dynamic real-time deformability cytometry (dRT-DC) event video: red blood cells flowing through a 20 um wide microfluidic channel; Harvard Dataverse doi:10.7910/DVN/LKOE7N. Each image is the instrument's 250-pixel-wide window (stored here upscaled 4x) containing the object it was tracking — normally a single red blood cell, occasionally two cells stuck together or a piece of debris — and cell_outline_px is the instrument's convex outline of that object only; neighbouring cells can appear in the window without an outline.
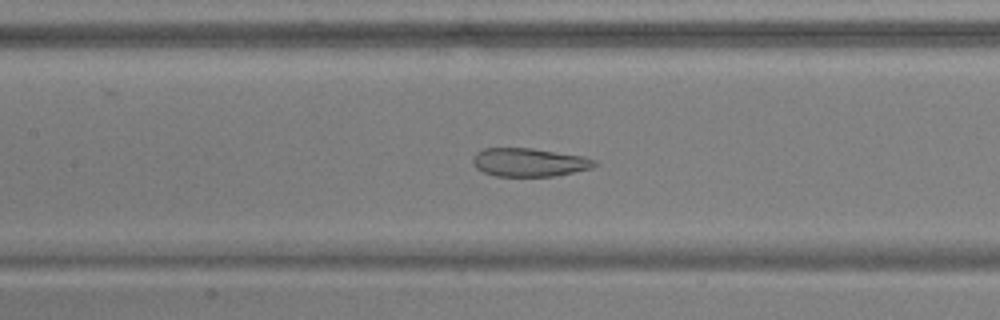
{"species": "common noctule bat (a hibernating species)", "species_latin": "Nyctalus noctula", "temperature_condition": "warm", "stored_images_in_passage": 41, "camera_frame_rate_fps": 3000, "um_per_image_px": 0.085, "animal": {"sex": "male", "body_mass_g": 17.9, "forearm_length_mm": 54.2}, "frame": {"image": 1, "passage_image": 12, "time_ms": 3.667, "image_size_px": [1000, 320], "cell_outline_px": [[596, 164], [592, 168], [556, 176], [496, 176], [484, 172], [476, 168], [472, 160], [472, 156], [476, 152], [484, 148], [532, 148], [584, 156], [596, 160]], "centroid_in_image_um": [44.98, 13.79], "position_along_channel_um": 162.4, "area_um2": 20.23}}
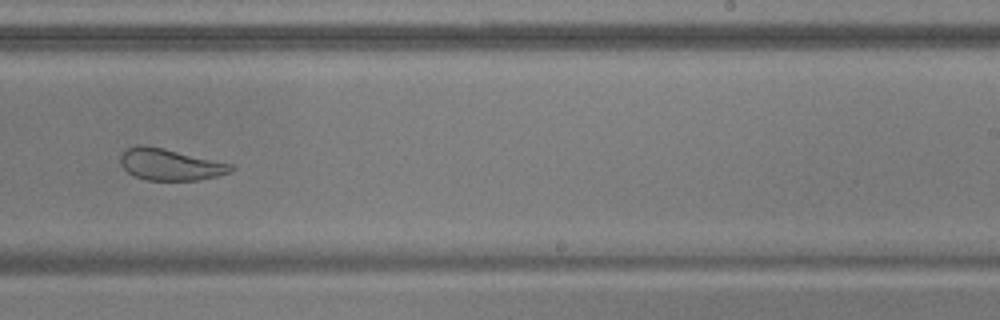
{"frame": {"image": 2, "passage_image": 21, "time_ms": 6.667, "image_size_px": [1000, 320], "cell_outline_px": [[236, 168], [232, 172], [216, 176], [196, 180], [144, 180], [128, 172], [120, 164], [120, 156], [128, 148], [144, 144], [164, 148], [232, 164]], "centroid_in_image_um": [14.47, 13.98], "position_along_channel_um": 274.5, "area_um2": 20.23}}
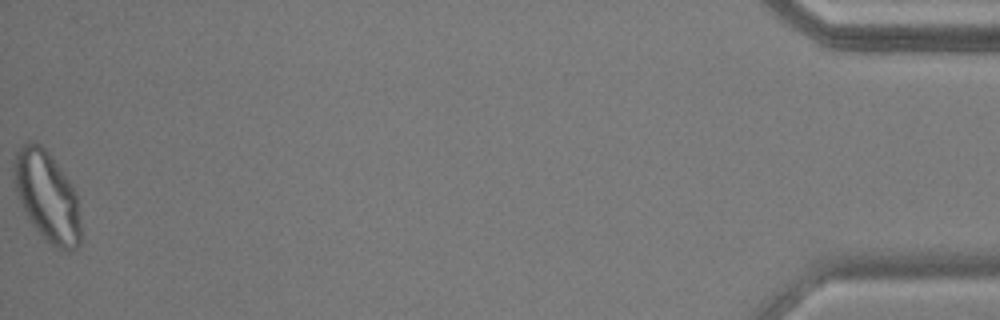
{"frame": {"image": 3, "passage_image": 41, "time_ms": 13.333, "image_size_px": [1000, 320], "cell_outline_px": [[80, 244], [76, 248], [68, 252], [64, 252], [56, 248], [32, 224], [16, 192], [12, 180], [12, 164], [16, 152], [28, 140], [36, 140], [48, 152], [72, 184], [76, 192], [80, 224]], "centroid_in_image_um": [3.99, 16.66], "position_along_channel_um": 431.2, "area_um2": 35.08}, "authors_computed_cell_mechanics": {"area_um2": 23.698, "velocity_mm_per_s": 3.749, "shape_relaxation_time_tau1_ms": null, "shape_relaxation_time_tau2_ms": 1.8119, "deformation_change_tau1": null, "deformation_change_tau2": 0.0875}}